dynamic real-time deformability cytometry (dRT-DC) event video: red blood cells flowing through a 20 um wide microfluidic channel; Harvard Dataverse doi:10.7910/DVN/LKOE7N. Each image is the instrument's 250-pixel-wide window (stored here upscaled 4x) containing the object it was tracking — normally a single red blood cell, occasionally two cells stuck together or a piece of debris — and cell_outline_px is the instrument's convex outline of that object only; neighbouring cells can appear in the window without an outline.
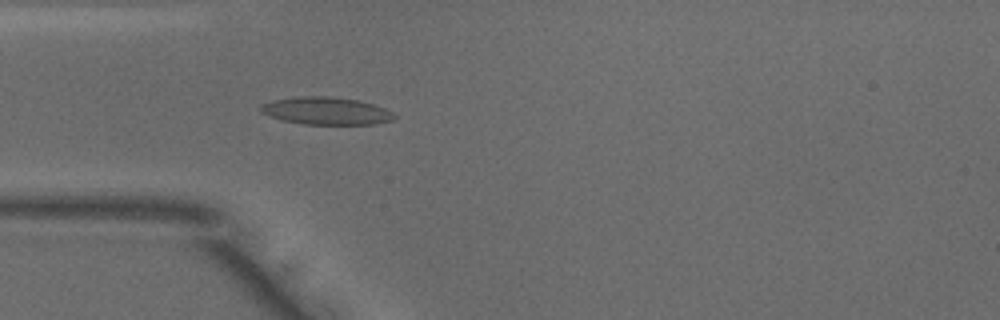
{"species": "common noctule bat (a hibernating species)", "species_latin": "Nyctalus noctula", "temperature_condition": "warm", "stored_images_in_passage": 49, "camera_frame_rate_fps": 3000, "um_per_image_px": 0.085, "animal": {"sex": "male", "body_mass_g": 18.8}, "frame": {"image": 1, "passage_image": 13, "time_ms": 4.0, "image_size_px": [1000, 320], "cell_outline_px": [[396, 116], [392, 120], [372, 124], [304, 124], [284, 120], [260, 112], [260, 104], [272, 100], [300, 96], [328, 96], [356, 100], [372, 104], [384, 108], [392, 112]], "centroid_in_image_um": [27.7, 9.42], "position_along_channel_um": 57.3, "area_um2": 21.15}}
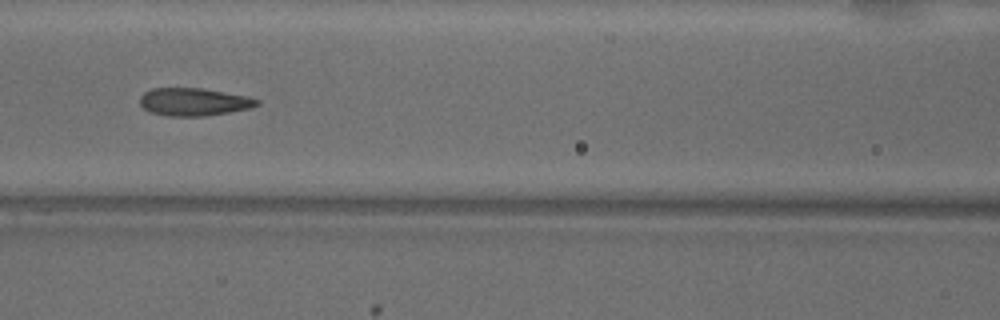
{"frame": {"image": 2, "passage_image": 20, "time_ms": 6.333, "image_size_px": [1000, 320], "cell_outline_px": [[260, 104], [252, 108], [204, 116], [168, 116], [152, 112], [144, 108], [140, 104], [140, 96], [144, 92], [152, 88], [204, 88], [248, 96], [260, 100]], "centroid_in_image_um": [16.5, 8.65], "position_along_channel_um": 150.1, "area_um2": 19.02}}
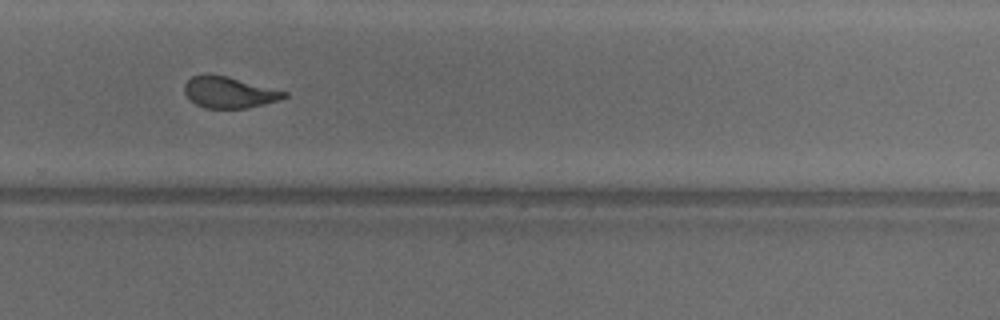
{"frame": {"image": 3, "passage_image": 32, "time_ms": 10.333, "image_size_px": [1000, 320], "cell_outline_px": [[288, 96], [280, 100], [248, 108], [204, 108], [188, 100], [184, 92], [184, 84], [192, 76], [204, 72], [208, 72], [228, 76], [288, 92]], "centroid_in_image_um": [19.43, 7.83], "position_along_channel_um": 310.4, "area_um2": 18.61}, "authors_computed_cell_mechanics": {"area_um2": 19.5364, "velocity_mm_per_s": 4.0202, "shape_relaxation_time_tau1_ms": 10.3043, "shape_relaxation_time_tau2_ms": 1.3759, "deformation_change_tau1": 0.2616, "deformation_change_tau2": 0.0931}}